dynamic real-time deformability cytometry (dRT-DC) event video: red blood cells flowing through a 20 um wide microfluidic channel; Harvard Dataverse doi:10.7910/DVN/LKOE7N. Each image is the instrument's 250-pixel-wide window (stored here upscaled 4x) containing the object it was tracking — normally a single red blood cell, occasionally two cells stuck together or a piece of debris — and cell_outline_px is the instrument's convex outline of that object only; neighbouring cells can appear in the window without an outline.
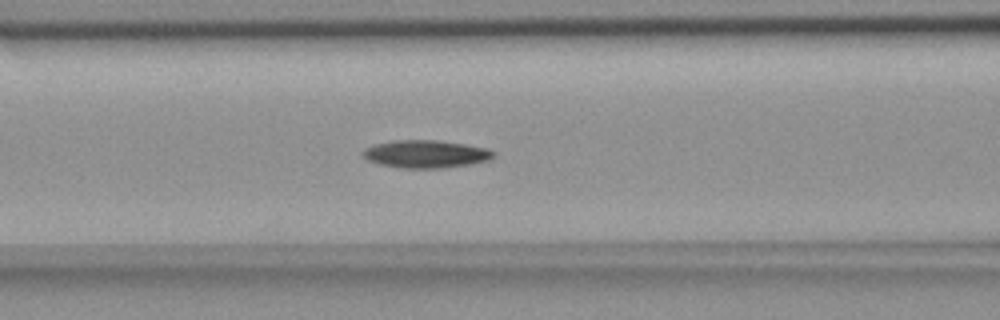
{"species": "common noctule bat (a hibernating species)", "species_latin": "Nyctalus noctula", "temperature_condition": "room temperature", "stored_images_in_passage": 23, "camera_frame_rate_fps": 3000, "um_per_image_px": 0.085, "animal": {"sex": "female", "body_mass_g": 18.4}, "frame": {"image": 1, "passage_image": 22, "time_ms": 7.0, "image_size_px": [1000, 320], "cell_outline_px": [[496, 156], [492, 160], [468, 164], [440, 168], [404, 168], [380, 164], [368, 160], [364, 156], [364, 148], [376, 144], [392, 140], [436, 140], [464, 144], [488, 148], [496, 152]], "centroid_in_image_um": [36.25, 13.08], "position_along_channel_um": 130.3, "area_um2": 21.04}}